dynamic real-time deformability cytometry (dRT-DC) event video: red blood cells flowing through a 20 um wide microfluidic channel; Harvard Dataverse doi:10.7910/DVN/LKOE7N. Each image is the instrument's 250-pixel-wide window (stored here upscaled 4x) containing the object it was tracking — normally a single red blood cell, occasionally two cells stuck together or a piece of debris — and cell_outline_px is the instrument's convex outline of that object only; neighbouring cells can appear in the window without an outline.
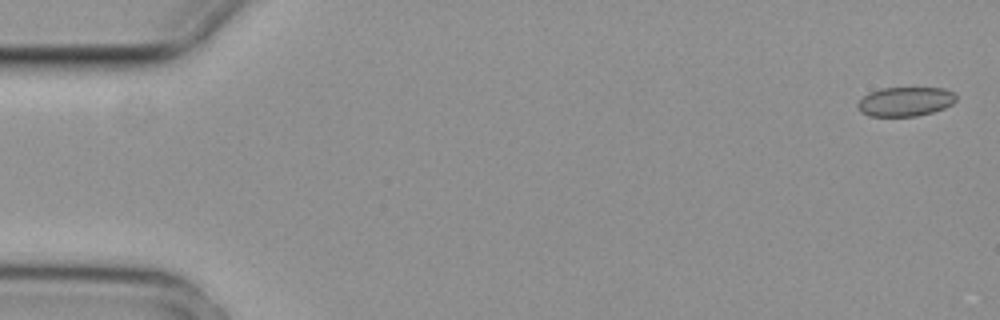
{"species": "common noctule bat (a hibernating species)", "species_latin": "Nyctalus noctula", "temperature_condition": "cold", "stored_images_in_passage": 5, "camera_frame_rate_fps": 3000, "um_per_image_px": 0.085, "animal": {"sex": "female", "body_mass_g": 29.2, "forearm_length_mm": 56.3}, "frame": {"image": 1, "passage_image": 1, "time_ms": 0.0, "image_size_px": [1000, 320], "cell_outline_px": [[956, 100], [952, 104], [944, 108], [932, 112], [916, 116], [868, 116], [860, 112], [856, 108], [856, 104], [868, 92], [880, 88], [944, 88], [956, 92]], "centroid_in_image_um": [76.93, 8.63], "position_along_channel_um": 8.1, "area_um2": 16.99}}
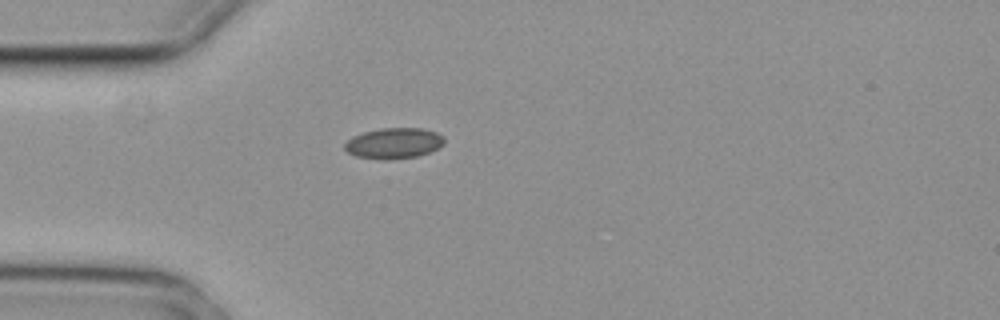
{"frame": {"image": 2, "passage_image": 5, "time_ms": 1.333, "image_size_px": [1000, 320], "cell_outline_px": [[444, 144], [428, 152], [416, 156], [388, 160], [384, 160], [356, 156], [348, 152], [344, 148], [344, 144], [352, 136], [364, 132], [380, 128], [424, 128], [436, 132], [444, 136]], "centroid_in_image_um": [33.47, 12.16], "position_along_channel_um": 51.5, "area_um2": 17.8}}